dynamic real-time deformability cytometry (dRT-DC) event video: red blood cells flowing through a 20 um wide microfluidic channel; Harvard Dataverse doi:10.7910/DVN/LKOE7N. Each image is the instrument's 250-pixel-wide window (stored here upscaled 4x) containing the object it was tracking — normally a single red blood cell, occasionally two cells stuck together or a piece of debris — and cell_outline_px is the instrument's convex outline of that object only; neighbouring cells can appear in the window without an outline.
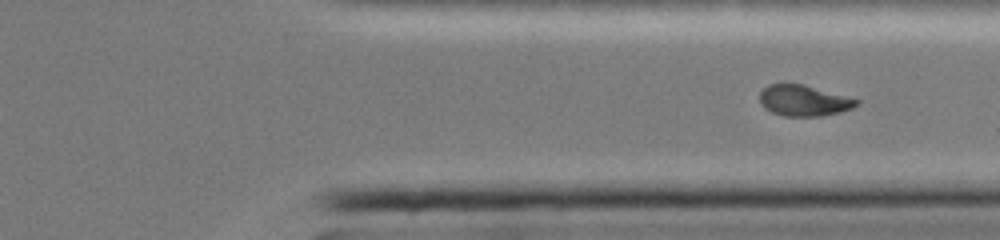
{"species": "common noctule bat (a hibernating species)", "species_latin": "Nyctalus noctula", "temperature_condition": "cold", "stored_images_in_passage": 34, "camera_frame_rate_fps": 3000, "um_per_image_px": 0.085, "animal": {"sex": "female", "body_mass_g": 19.0, "forearm_length_mm": 51.5}, "frame": {"image": 1, "passage_image": 34, "time_ms": 11.0, "image_size_px": [1000, 240], "cell_outline_px": [[860, 104], [852, 108], [820, 116], [784, 116], [772, 112], [764, 108], [760, 104], [760, 92], [768, 84], [784, 80], [804, 84], [860, 100]], "centroid_in_image_um": [68.26, 8.5], "position_along_channel_um": 343.1, "area_um2": 17.86}}